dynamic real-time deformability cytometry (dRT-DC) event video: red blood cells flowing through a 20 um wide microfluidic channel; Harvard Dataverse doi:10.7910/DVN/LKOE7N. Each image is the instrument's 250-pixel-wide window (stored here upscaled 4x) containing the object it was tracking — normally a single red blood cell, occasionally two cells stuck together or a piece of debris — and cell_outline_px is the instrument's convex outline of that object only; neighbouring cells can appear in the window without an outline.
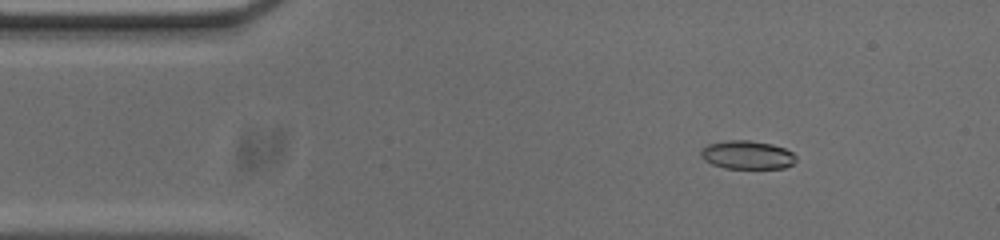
{"species": "common noctule bat (a hibernating species)", "species_latin": "Nyctalus noctula", "temperature_condition": "cold", "stored_images_in_passage": 54, "camera_frame_rate_fps": 3000, "um_per_image_px": 0.085, "animal": {"sex": "male", "body_mass_g": 20.0, "forearm_length_mm": 53.3}, "frame": {"image": 1, "passage_image": 7, "time_ms": 2.0, "image_size_px": [1000, 240], "cell_outline_px": [[796, 160], [792, 164], [784, 168], [724, 168], [712, 164], [704, 160], [700, 156], [700, 148], [708, 144], [728, 140], [748, 140], [772, 144], [784, 148], [792, 152], [796, 156]], "centroid_in_image_um": [63.48, 13.16], "position_along_channel_um": 21.5, "area_um2": 15.84}}
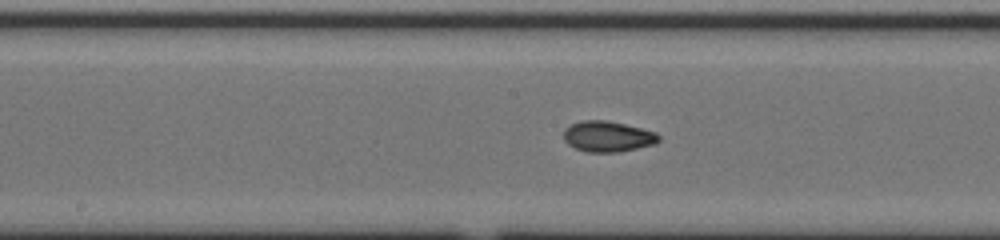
{"frame": {"image": 2, "passage_image": 26, "time_ms": 8.333, "image_size_px": [1000, 240], "cell_outline_px": [[660, 140], [656, 144], [616, 152], [588, 152], [576, 148], [568, 144], [564, 140], [564, 128], [572, 124], [584, 120], [608, 120], [656, 132], [660, 136]], "centroid_in_image_um": [51.66, 11.59], "position_along_channel_um": 196.5, "area_um2": 16.94}}
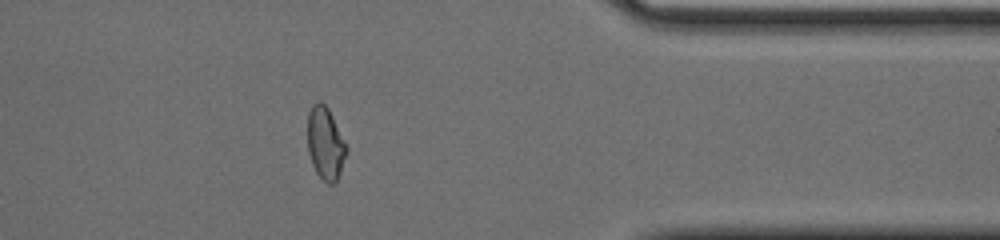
{"frame": {"image": 3, "passage_image": 43, "time_ms": 14.0, "image_size_px": [1000, 240], "cell_outline_px": [[348, 152], [340, 172], [336, 180], [332, 184], [328, 184], [316, 172], [312, 164], [308, 152], [308, 112], [312, 104], [320, 100], [328, 108], [348, 148]], "centroid_in_image_um": [27.66, 12.17], "position_along_channel_um": 383.7, "area_um2": 16.36}, "authors_computed_cell_mechanics": {"area_um2": 16.8198, "velocity_mm_per_s": 3.7094, "shape_relaxation_time_tau1_ms": null, "shape_relaxation_time_tau2_ms": 2.5434, "deformation_change_tau1": null, "deformation_change_tau2": 0.0661}}